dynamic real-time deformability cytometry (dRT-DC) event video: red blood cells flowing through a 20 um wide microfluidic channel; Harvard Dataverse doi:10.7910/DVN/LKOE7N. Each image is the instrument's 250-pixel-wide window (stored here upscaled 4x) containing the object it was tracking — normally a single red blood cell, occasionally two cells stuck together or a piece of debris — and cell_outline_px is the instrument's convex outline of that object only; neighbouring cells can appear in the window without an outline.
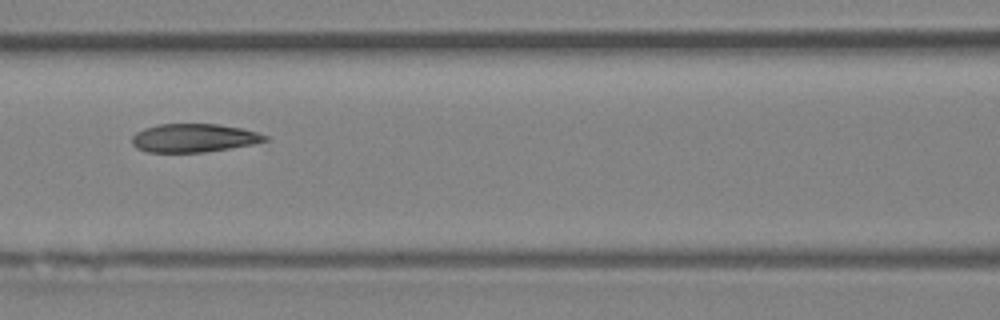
{"species": "Egyptian fruit bat (a non-hibernating species)", "species_latin": "Rousettus aegyptiacus", "temperature_condition": "room temperature", "stored_images_in_passage": 7, "camera_frame_rate_fps": 3000, "um_per_image_px": 0.085, "animal": {"sex": "female"}, "frame": {"image": 1, "passage_image": 7, "time_ms": 7.0, "image_size_px": [1000, 320], "cell_outline_px": [[272, 140], [252, 144], [204, 152], [148, 152], [136, 148], [132, 144], [132, 136], [136, 132], [144, 128], [160, 124], [220, 124], [244, 128], [268, 136]], "centroid_in_image_um": [16.5, 11.72], "position_along_channel_um": 150.1, "area_um2": 22.14}}